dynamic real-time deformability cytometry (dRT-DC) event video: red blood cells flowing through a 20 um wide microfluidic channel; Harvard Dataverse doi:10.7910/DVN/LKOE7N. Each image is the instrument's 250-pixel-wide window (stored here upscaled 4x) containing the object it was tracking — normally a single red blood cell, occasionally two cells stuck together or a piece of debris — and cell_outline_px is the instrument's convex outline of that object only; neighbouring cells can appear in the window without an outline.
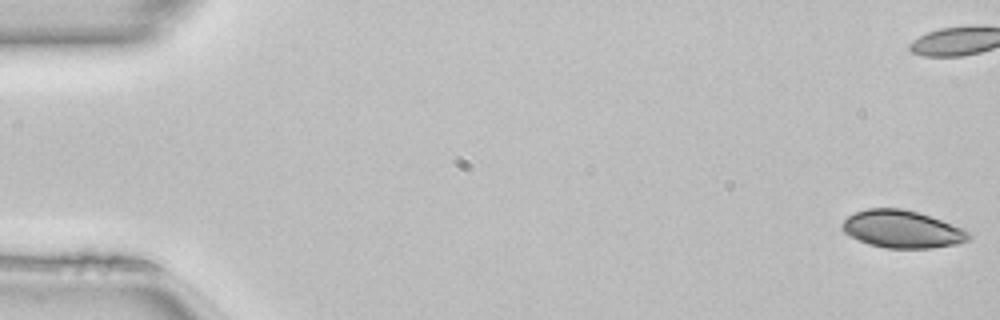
{"species": "common noctule bat (a hibernating species)", "species_latin": "Nyctalus noctula", "temperature_condition": "room temperature", "stored_images_in_passage": 51, "camera_frame_rate_fps": 3000, "um_per_image_px": 0.085, "animal": {"sex": "female", "body_mass_g": 22.7, "forearm_length_mm": 54.2}, "frame": {"image": 1, "passage_image": 1, "time_ms": 0.0, "image_size_px": [1000, 320], "cell_outline_px": [[972, 236], [968, 240], [956, 244], [932, 248], [884, 248], [868, 244], [844, 232], [840, 228], [840, 224], [848, 216], [856, 212], [868, 208], [900, 208], [916, 212], [940, 220], [960, 228], [968, 232]], "centroid_in_image_um": [76.63, 19.49], "position_along_channel_um": 8.4, "area_um2": 27.34}, "authors_computed_cell_mechanics": {"area_um2": 27.9174, "velocity_mm_per_s": 4.1095, "shape_relaxation_time_tau1_ms": 2.8035, "shape_relaxation_time_tau2_ms": null, "deformation_change_tau1": 0.0818, "deformation_change_tau2": null}}